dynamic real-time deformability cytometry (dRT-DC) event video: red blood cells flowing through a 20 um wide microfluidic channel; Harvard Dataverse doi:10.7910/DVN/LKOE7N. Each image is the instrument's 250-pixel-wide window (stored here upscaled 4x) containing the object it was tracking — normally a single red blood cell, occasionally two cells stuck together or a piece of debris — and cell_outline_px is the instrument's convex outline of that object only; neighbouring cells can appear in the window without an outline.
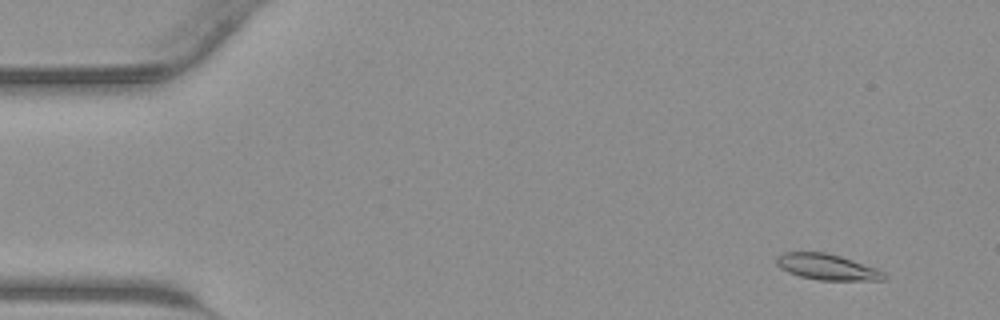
{"species": "common noctule bat (a hibernating species)", "species_latin": "Nyctalus noctula", "temperature_condition": "warm", "stored_images_in_passage": 44, "camera_frame_rate_fps": 3000, "um_per_image_px": 0.085, "animal": {"sex": "male", "body_mass_g": 23.1, "forearm_length_mm": 52.7}, "frame": {"image": 1, "passage_image": 4, "time_ms": 1.0, "image_size_px": [1000, 320], "cell_outline_px": [[888, 276], [884, 280], [820, 280], [800, 276], [788, 272], [780, 268], [776, 264], [776, 256], [784, 252], [824, 252], [840, 256], [876, 268], [884, 272]], "centroid_in_image_um": [70.29, 22.69], "position_along_channel_um": 14.7, "area_um2": 16.18}}
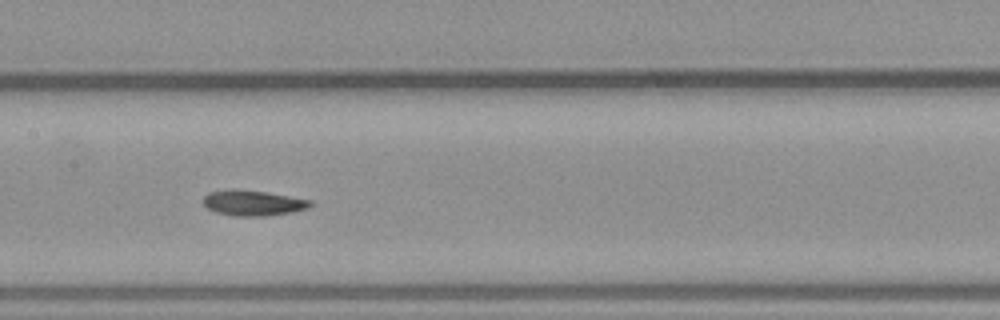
{"frame": {"image": 2, "passage_image": 22, "time_ms": 7.0, "image_size_px": [1000, 320], "cell_outline_px": [[312, 204], [308, 208], [292, 212], [264, 216], [236, 216], [216, 212], [208, 208], [200, 200], [208, 192], [232, 188], [264, 192], [312, 200]], "centroid_in_image_um": [21.46, 17.24], "position_along_channel_um": 185.9, "area_um2": 15.9}}
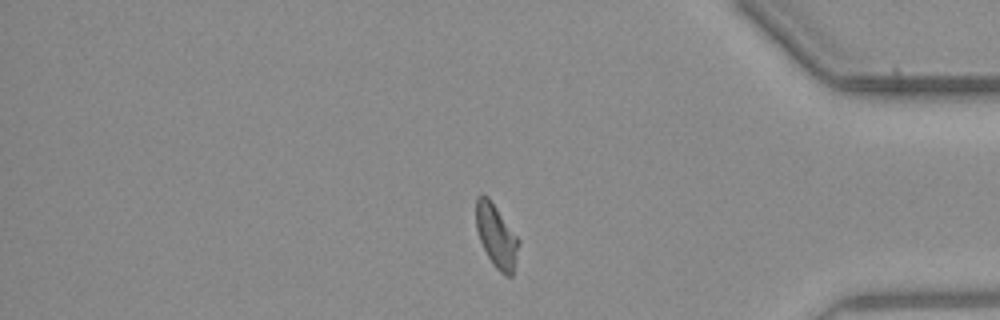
{"frame": {"image": 3, "passage_image": 37, "time_ms": 12.0, "image_size_px": [1000, 320], "cell_outline_px": [[520, 244], [512, 276], [504, 276], [492, 264], [480, 240], [476, 228], [476, 196], [488, 196], [520, 240]], "centroid_in_image_um": [42.2, 20.08], "position_along_channel_um": 393.0, "area_um2": 15.61}}